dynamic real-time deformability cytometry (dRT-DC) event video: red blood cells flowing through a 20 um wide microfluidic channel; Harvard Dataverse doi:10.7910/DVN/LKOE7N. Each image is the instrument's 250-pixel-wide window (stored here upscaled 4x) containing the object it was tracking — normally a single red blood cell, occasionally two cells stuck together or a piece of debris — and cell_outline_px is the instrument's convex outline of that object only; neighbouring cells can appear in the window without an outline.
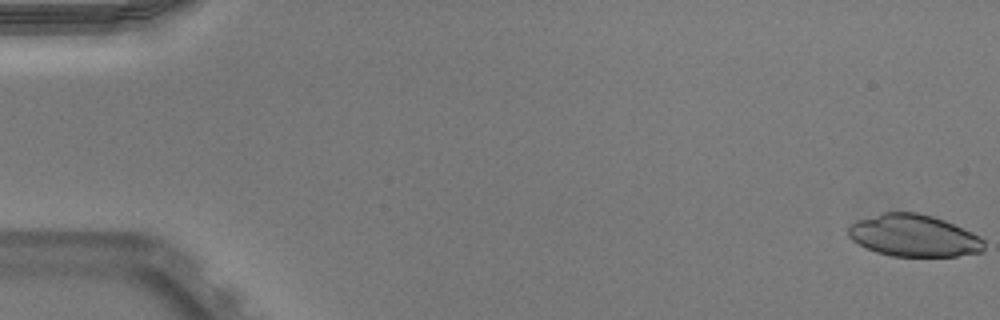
{"species": "Egyptian fruit bat (a non-hibernating species)", "species_latin": "Rousettus aegyptiacus", "temperature_condition": "warm", "stored_images_in_passage": 52, "camera_frame_rate_fps": 3000, "um_per_image_px": 0.085, "animal": {"sex": "male"}, "frame": {"image": 1, "passage_image": 1, "time_ms": 0.0, "image_size_px": [1000, 320], "cell_outline_px": [[984, 252], [956, 256], [892, 256], [876, 252], [852, 240], [848, 236], [848, 228], [856, 220], [884, 212], [916, 212], [932, 216], [944, 220], [980, 236], [984, 240]], "centroid_in_image_um": [77.68, 20.03], "position_along_channel_um": 7.3, "area_um2": 33.18}}